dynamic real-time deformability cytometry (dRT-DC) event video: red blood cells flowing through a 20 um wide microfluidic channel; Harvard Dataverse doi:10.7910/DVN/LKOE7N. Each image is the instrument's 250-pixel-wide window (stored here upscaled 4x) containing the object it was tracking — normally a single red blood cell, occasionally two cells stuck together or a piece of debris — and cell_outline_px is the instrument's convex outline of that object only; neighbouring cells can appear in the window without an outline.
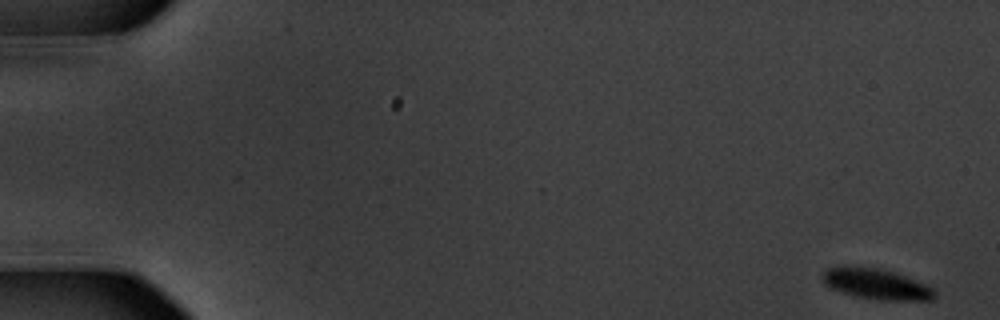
{"species": "common noctule bat (a hibernating species)", "species_latin": "Nyctalus noctula", "temperature_condition": "warm", "stored_images_in_passage": 57, "camera_frame_rate_fps": 3000, "um_per_image_px": 0.085, "animal": {"sex": "male", "body_mass_g": 20.1, "forearm_length_mm": 53.5}, "frame": {"image": 1, "passage_image": 1, "time_ms": 0.0, "image_size_px": [1000, 320], "cell_outline_px": [[936, 296], [932, 300], [880, 300], [856, 296], [840, 292], [824, 284], [820, 280], [820, 276], [828, 268], [844, 264], [876, 268], [892, 272], [916, 280], [936, 288]], "centroid_in_image_um": [74.45, 24.13], "position_along_channel_um": 10.6, "area_um2": 20.35}}
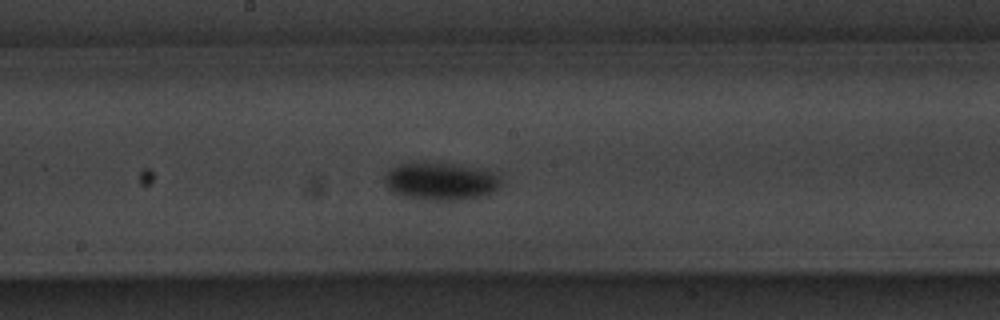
{"frame": {"image": 2, "passage_image": 31, "time_ms": 10.0, "image_size_px": [1000, 320], "cell_outline_px": [[500, 184], [492, 192], [476, 196], [456, 200], [436, 200], [404, 196], [388, 188], [384, 180], [384, 176], [392, 168], [400, 164], [424, 160], [488, 168], [500, 176]], "centroid_in_image_um": [37.48, 15.34], "position_along_channel_um": 210.7, "area_um2": 25.72}}
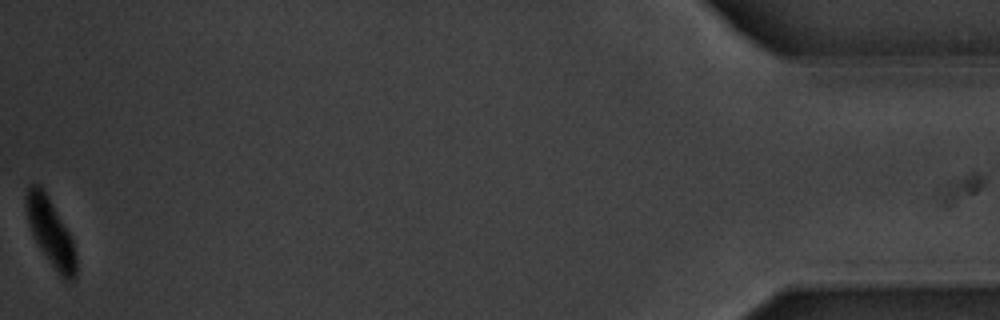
{"frame": {"image": 3, "passage_image": 57, "time_ms": 18.667, "image_size_px": [1000, 320], "cell_outline_px": [[76, 276], [72, 280], [64, 280], [60, 276], [40, 248], [32, 236], [28, 224], [24, 196], [28, 188], [32, 184], [40, 184], [48, 196], [68, 232], [72, 240], [76, 256]], "centroid_in_image_um": [4.27, 19.73], "position_along_channel_um": 430.9, "area_um2": 19.36}, "authors_computed_cell_mechanics": {"area_um2": 22.0218, "velocity_mm_per_s": 3.557, "shape_relaxation_time_tau1_ms": 2.6761, "shape_relaxation_time_tau2_ms": null, "deformation_change_tau1": 0.1524, "deformation_change_tau2": null}}